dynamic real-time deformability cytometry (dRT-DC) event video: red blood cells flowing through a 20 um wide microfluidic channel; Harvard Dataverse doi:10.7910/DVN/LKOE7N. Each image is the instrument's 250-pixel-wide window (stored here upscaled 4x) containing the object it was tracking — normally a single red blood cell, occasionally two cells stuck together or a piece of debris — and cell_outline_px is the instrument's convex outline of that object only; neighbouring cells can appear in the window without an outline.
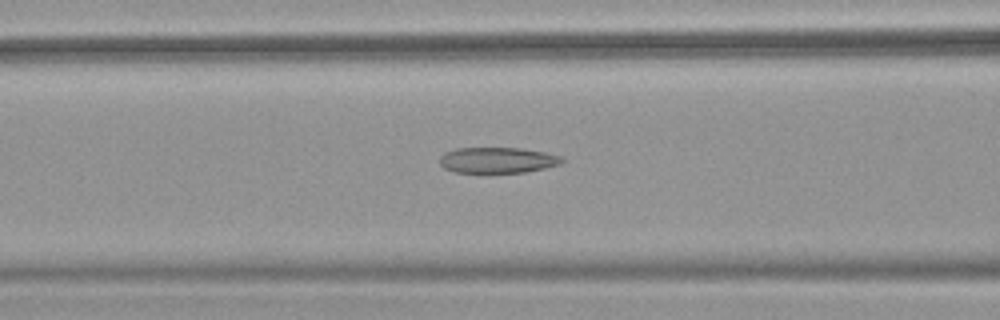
{"species": "common noctule bat (a hibernating species)", "species_latin": "Nyctalus noctula", "temperature_condition": "warm", "stored_images_in_passage": 47, "camera_frame_rate_fps": 3000, "um_per_image_px": 0.085, "animal": {"sex": "female", "body_mass_g": 18.4}, "frame": {"image": 1, "passage_image": 16, "time_ms": 5.0, "image_size_px": [1000, 320], "cell_outline_px": [[564, 160], [560, 164], [544, 168], [524, 172], [456, 172], [444, 168], [440, 164], [440, 156], [444, 152], [456, 148], [520, 148], [544, 152], [560, 156]], "centroid_in_image_um": [42.26, 13.6], "position_along_channel_um": 124.3, "area_um2": 18.21}}
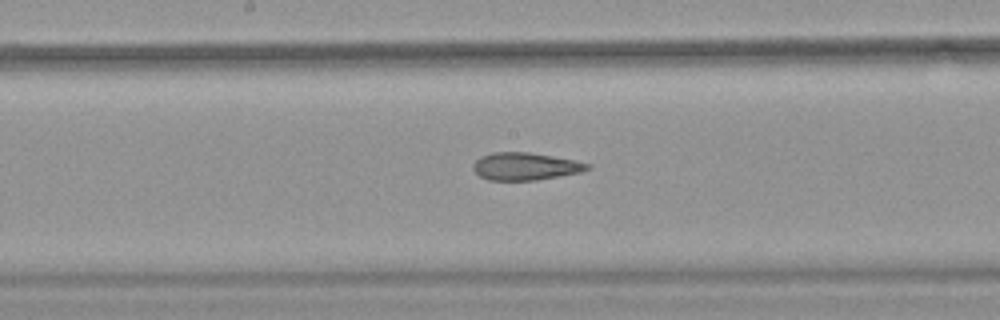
{"frame": {"image": 2, "passage_image": 22, "time_ms": 7.0, "image_size_px": [1000, 320], "cell_outline_px": [[592, 168], [580, 172], [560, 176], [536, 180], [488, 180], [480, 176], [472, 168], [472, 164], [480, 156], [492, 152], [528, 152], [572, 160], [592, 164]], "centroid_in_image_um": [44.63, 14.14], "position_along_channel_um": 203.6, "area_um2": 18.26}}
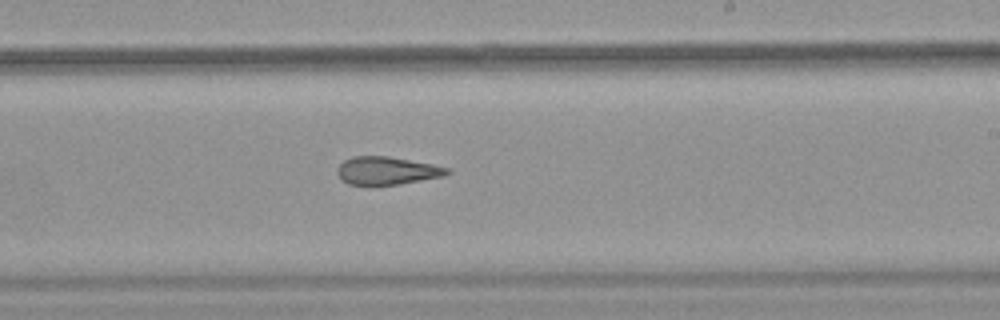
{"frame": {"image": 3, "passage_image": 26, "time_ms": 8.333, "image_size_px": [1000, 320], "cell_outline_px": [[452, 172], [444, 176], [400, 184], [348, 184], [340, 180], [336, 172], [340, 164], [344, 160], [352, 156], [388, 156], [432, 164], [452, 168]], "centroid_in_image_um": [32.91, 14.5], "position_along_channel_um": 256.1, "area_um2": 17.92}}